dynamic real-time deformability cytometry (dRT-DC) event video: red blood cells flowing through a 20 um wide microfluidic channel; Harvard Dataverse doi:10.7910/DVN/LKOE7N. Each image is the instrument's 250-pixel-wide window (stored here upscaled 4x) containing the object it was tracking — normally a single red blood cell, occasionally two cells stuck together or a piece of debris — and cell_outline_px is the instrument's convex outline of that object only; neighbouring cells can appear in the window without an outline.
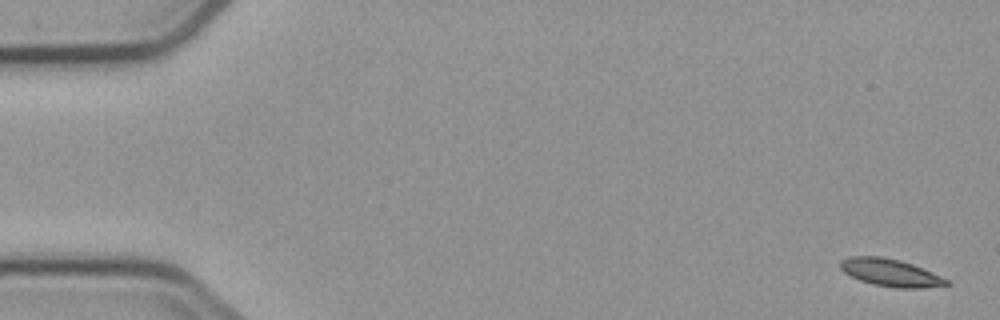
{"species": "common noctule bat (a hibernating species)", "species_latin": "Nyctalus noctula", "temperature_condition": "cold", "stored_images_in_passage": 5, "camera_frame_rate_fps": 3000, "um_per_image_px": 0.085, "animal": {"sex": "male", "body_mass_g": 23.1, "forearm_length_mm": 52.7}, "frame": {"image": 1, "passage_image": 1, "time_ms": 0.0, "image_size_px": [1000, 320], "cell_outline_px": [[952, 284], [920, 288], [896, 288], [872, 284], [860, 280], [844, 272], [840, 268], [840, 260], [848, 256], [880, 256], [900, 260], [912, 264], [932, 272], [948, 280]], "centroid_in_image_um": [75.67, 23.17], "position_along_channel_um": 9.3, "area_um2": 16.94}}
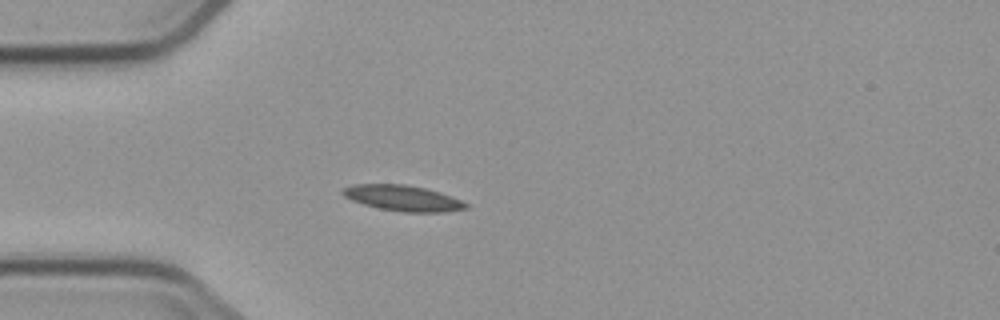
{"frame": {"image": 2, "passage_image": 5, "time_ms": 4.667, "image_size_px": [1000, 320], "cell_outline_px": [[468, 208], [444, 212], [400, 212], [376, 208], [352, 200], [344, 196], [340, 192], [344, 188], [352, 184], [408, 184], [440, 192], [460, 200], [468, 204]], "centroid_in_image_um": [34.22, 16.84], "position_along_channel_um": 50.8, "area_um2": 18.5}}